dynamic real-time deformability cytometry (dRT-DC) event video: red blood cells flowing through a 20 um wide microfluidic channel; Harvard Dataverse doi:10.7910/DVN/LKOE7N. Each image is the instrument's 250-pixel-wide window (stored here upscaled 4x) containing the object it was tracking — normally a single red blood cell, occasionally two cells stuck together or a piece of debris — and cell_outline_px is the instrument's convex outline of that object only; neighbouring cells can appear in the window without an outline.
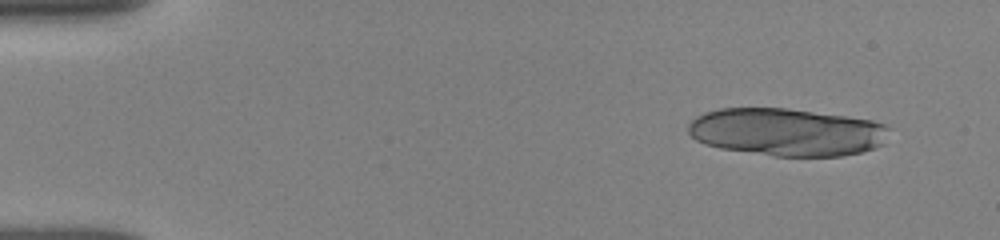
{"species": "human", "species_latin": "Homo sapiens", "temperature_condition": "room temperature", "stored_images_in_passage": 26, "camera_frame_rate_fps": 3000, "um_per_image_px": 0.085, "donor": {"sex": "female"}, "frame": {"image": 1, "passage_image": 6, "time_ms": 1.0, "image_size_px": [1000, 240], "cell_outline_px": [[888, 128], [884, 144], [876, 148], [860, 152], [840, 156], [776, 156], [720, 148], [704, 144], [696, 140], [688, 132], [688, 124], [696, 116], [704, 112], [720, 108], [784, 108], [844, 116], [872, 120], [888, 124]], "centroid_in_image_um": [66.87, 11.22], "position_along_channel_um": 18.1, "area_um2": 55.83}}